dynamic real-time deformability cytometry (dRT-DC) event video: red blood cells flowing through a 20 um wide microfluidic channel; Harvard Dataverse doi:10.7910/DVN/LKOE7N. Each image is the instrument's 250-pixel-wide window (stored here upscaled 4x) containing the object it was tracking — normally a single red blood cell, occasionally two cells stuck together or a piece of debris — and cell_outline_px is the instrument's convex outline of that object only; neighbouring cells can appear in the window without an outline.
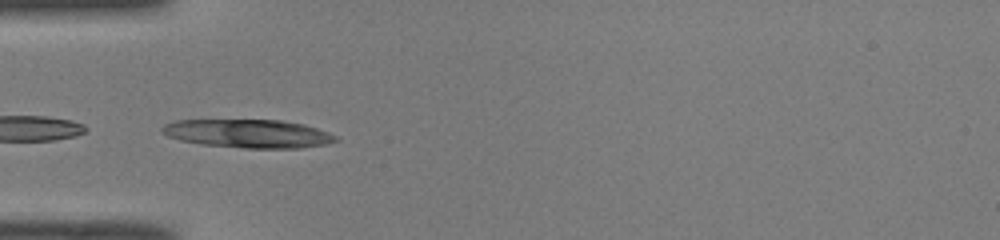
{"species": "common noctule bat (a hibernating species)", "species_latin": "Nyctalus noctula", "temperature_condition": "room temperature", "stored_images_in_passage": 50, "camera_frame_rate_fps": 3000, "um_per_image_px": 0.085, "animal": {"sex": "male", "body_mass_g": 19.0, "forearm_length_mm": 50.8}, "frame": {"image": 1, "passage_image": 16, "time_ms": 5.0, "image_size_px": [1000, 240], "cell_outline_px": [[340, 140], [324, 144], [300, 148], [244, 148], [204, 144], [180, 140], [168, 136], [160, 132], [160, 128], [164, 124], [172, 120], [280, 120], [304, 124], [328, 132], [336, 136]], "centroid_in_image_um": [21.07, 11.35], "position_along_channel_um": 63.9, "area_um2": 28.73}}
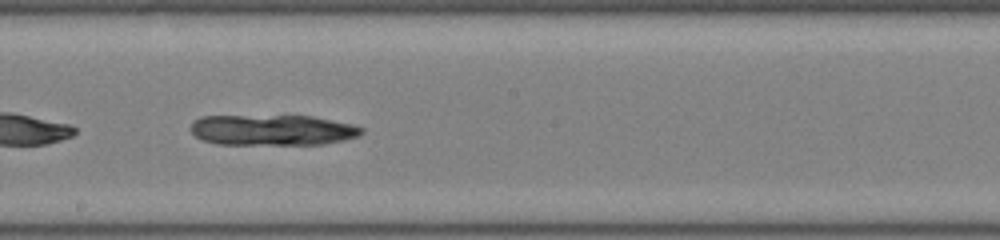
{"frame": {"image": 2, "passage_image": 28, "time_ms": 9.0, "image_size_px": [1000, 240], "cell_outline_px": [[364, 132], [360, 136], [344, 140], [324, 144], [216, 144], [204, 140], [196, 136], [192, 132], [192, 124], [200, 116], [312, 116], [352, 124], [364, 128]], "centroid_in_image_um": [23.21, 11.05], "position_along_channel_um": 225.0, "area_um2": 30.46}}
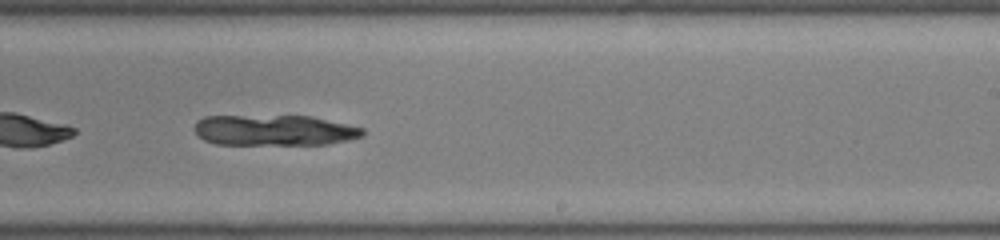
{"frame": {"image": 3, "passage_image": 31, "time_ms": 10.0, "image_size_px": [1000, 240], "cell_outline_px": [[364, 136], [348, 140], [328, 144], [216, 144], [204, 140], [196, 132], [196, 120], [204, 116], [312, 116], [364, 128]], "centroid_in_image_um": [23.34, 11.07], "position_along_channel_um": 265.7, "area_um2": 30.0}}